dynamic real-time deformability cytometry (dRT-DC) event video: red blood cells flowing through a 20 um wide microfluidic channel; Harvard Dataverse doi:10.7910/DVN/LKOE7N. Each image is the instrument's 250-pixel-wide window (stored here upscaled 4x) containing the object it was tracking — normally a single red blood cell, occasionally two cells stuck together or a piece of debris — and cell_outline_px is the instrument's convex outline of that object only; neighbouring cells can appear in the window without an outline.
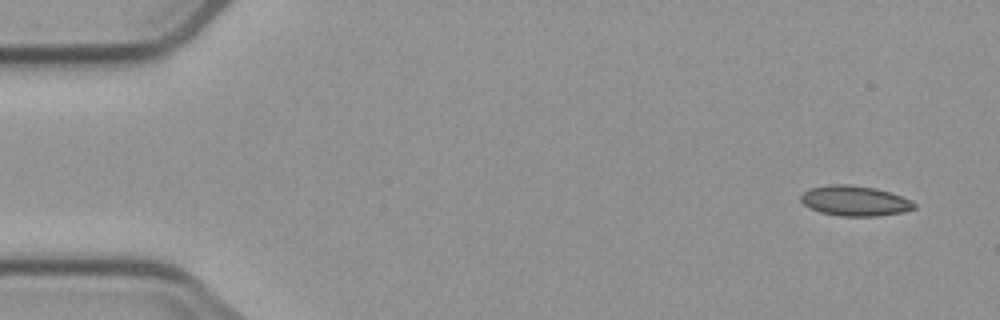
{"species": "common noctule bat (a hibernating species)", "species_latin": "Nyctalus noctula", "temperature_condition": "cold", "stored_images_in_passage": 8, "camera_frame_rate_fps": 3000, "um_per_image_px": 0.085, "animal": {"sex": "male", "body_mass_g": 23.1, "forearm_length_mm": 52.7}, "frame": {"image": 1, "passage_image": 1, "time_ms": 0.0, "image_size_px": [1000, 320], "cell_outline_px": [[916, 208], [904, 212], [876, 216], [840, 216], [820, 212], [808, 208], [800, 200], [800, 196], [808, 188], [828, 184], [844, 184], [876, 188], [900, 196], [916, 204]], "centroid_in_image_um": [72.61, 17.07], "position_along_channel_um": 12.4, "area_um2": 19.94}}
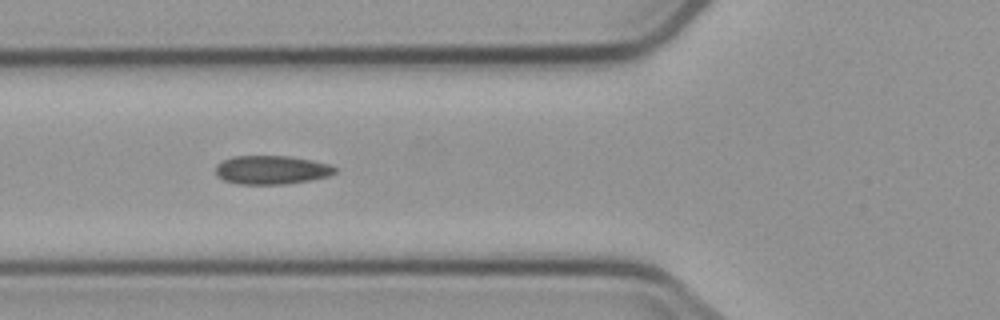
{"frame": {"image": 2, "passage_image": 6, "time_ms": 5.667, "image_size_px": [1000, 320], "cell_outline_px": [[336, 172], [328, 176], [308, 180], [284, 184], [236, 184], [224, 180], [216, 176], [216, 164], [232, 156], [288, 156], [312, 160], [328, 164], [336, 168]], "centroid_in_image_um": [23.04, 14.44], "position_along_channel_um": 102.8, "area_um2": 19.88}}
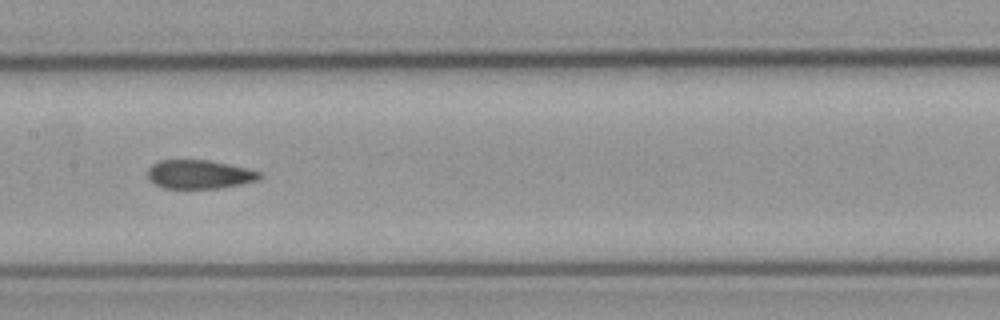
{"frame": {"image": 3, "passage_image": 8, "time_ms": 8.0, "image_size_px": [1000, 320], "cell_outline_px": [[264, 176], [256, 180], [240, 184], [216, 188], [164, 188], [148, 180], [148, 168], [152, 164], [160, 160], [208, 160], [228, 164], [260, 172]], "centroid_in_image_um": [16.9, 14.81], "position_along_channel_um": 190.5, "area_um2": 18.55}}